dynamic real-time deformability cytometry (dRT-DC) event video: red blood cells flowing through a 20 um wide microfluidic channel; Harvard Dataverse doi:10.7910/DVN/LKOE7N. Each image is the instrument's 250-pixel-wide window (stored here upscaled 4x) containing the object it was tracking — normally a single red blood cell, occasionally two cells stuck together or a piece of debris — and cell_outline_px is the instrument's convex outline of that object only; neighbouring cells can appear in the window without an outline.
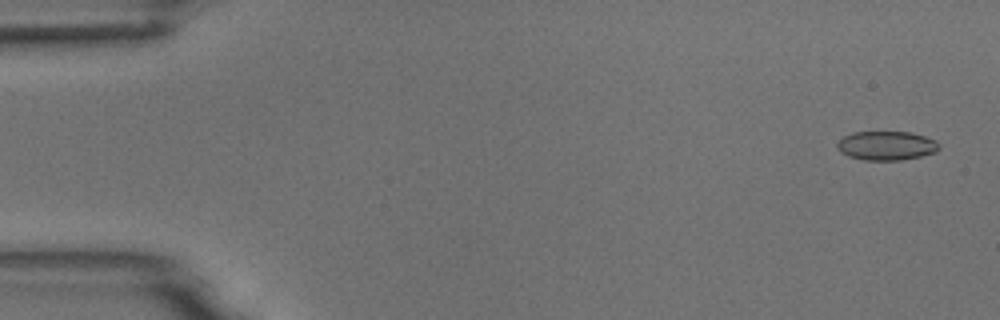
{"species": "common noctule bat (a hibernating species)", "species_latin": "Nyctalus noctula", "temperature_condition": "room temperature", "stored_images_in_passage": 5, "camera_frame_rate_fps": 3000, "um_per_image_px": 0.085, "animal": {"sex": "male", "body_mass_g": 18.8}, "frame": {"image": 1, "passage_image": 1, "time_ms": 0.0, "image_size_px": [1000, 320], "cell_outline_px": [[940, 148], [936, 152], [920, 156], [900, 160], [864, 160], [848, 156], [840, 152], [836, 148], [836, 144], [844, 136], [852, 132], [912, 132], [936, 140], [940, 144]], "centroid_in_image_um": [75.35, 12.38], "position_along_channel_um": 9.7, "area_um2": 17.34}}
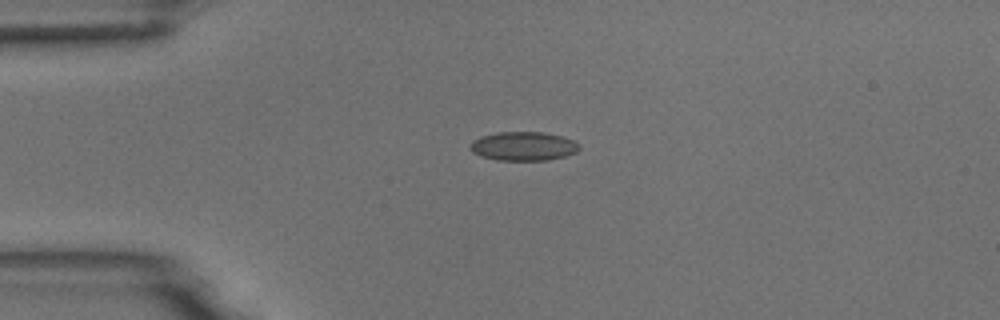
{"frame": {"image": 2, "passage_image": 4, "time_ms": 1.0, "image_size_px": [1000, 320], "cell_outline_px": [[580, 148], [576, 152], [564, 156], [548, 160], [496, 160], [480, 156], [472, 152], [472, 140], [480, 136], [496, 132], [544, 132], [560, 136], [572, 140], [580, 144]], "centroid_in_image_um": [44.48, 12.42], "position_along_channel_um": 40.5, "area_um2": 18.32}}